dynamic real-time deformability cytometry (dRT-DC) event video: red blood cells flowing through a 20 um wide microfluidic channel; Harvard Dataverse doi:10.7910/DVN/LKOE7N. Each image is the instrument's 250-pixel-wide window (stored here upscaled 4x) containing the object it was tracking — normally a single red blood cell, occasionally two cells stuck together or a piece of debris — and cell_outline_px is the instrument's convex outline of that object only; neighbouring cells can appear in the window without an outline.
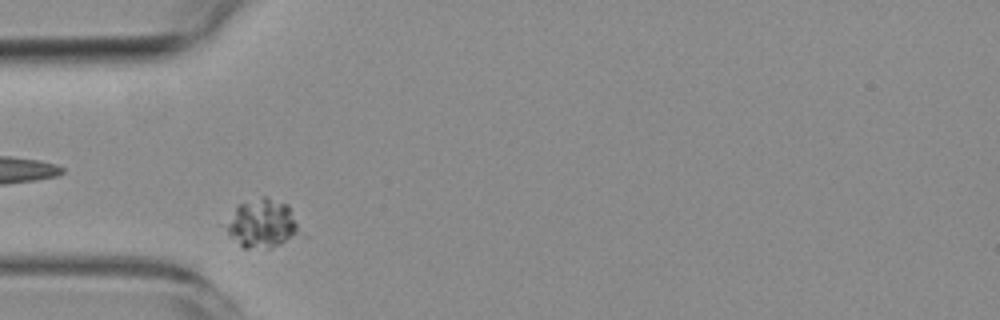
{"species": "common noctule bat (a hibernating species)", "species_latin": "Nyctalus noctula", "temperature_condition": "room temperature", "stored_images_in_passage": 5, "camera_frame_rate_fps": 3000, "um_per_image_px": 0.085, "animal": {"sex": "female", "body_mass_g": 19.3, "forearm_length_mm": 54.1}, "frame": {"image": 1, "passage_image": 4, "time_ms": 3.333, "image_size_px": [1000, 320], "cell_outline_px": [[308, 236], [272, 248], [244, 248], [228, 236], [228, 224], [236, 208], [240, 204], [264, 196], [268, 196], [288, 204]], "centroid_in_image_um": [22.49, 19.05], "position_along_channel_um": 62.5, "area_um2": 21.62}}
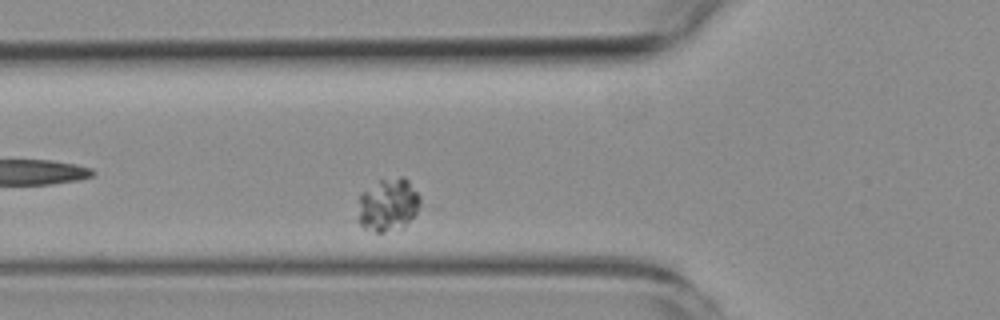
{"frame": {"image": 2, "passage_image": 5, "time_ms": 4.333, "image_size_px": [1000, 320], "cell_outline_px": [[424, 208], [404, 228], [384, 232], [376, 232], [364, 228], [356, 220], [360, 192], [380, 180], [400, 176], [404, 176], [408, 180], [420, 196]], "centroid_in_image_um": [33.03, 17.43], "position_along_channel_um": 92.8, "area_um2": 20.11}}